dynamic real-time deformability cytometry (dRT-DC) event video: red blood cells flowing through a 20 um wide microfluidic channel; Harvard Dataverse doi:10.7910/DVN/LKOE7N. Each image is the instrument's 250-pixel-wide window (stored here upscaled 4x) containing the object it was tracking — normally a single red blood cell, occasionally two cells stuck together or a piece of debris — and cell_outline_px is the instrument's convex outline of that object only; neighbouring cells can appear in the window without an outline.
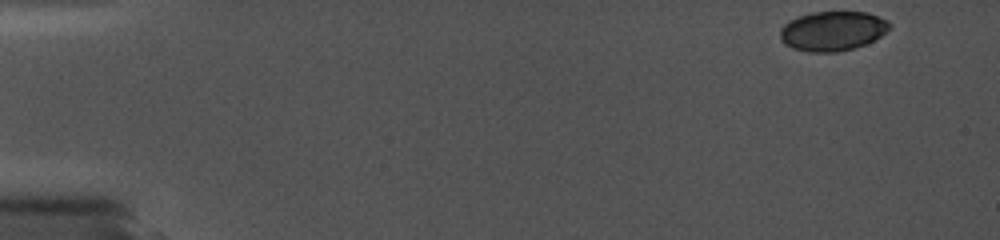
{"species": "common noctule bat (a hibernating species)", "species_latin": "Nyctalus noctula", "temperature_condition": "cold", "stored_images_in_passage": 8, "camera_frame_rate_fps": 5000, "um_per_image_px": 0.085, "animal": {"sex": "female", "body_mass_g": 19.0, "forearm_length_mm": 56.7}, "frame": {"image": 1, "passage_image": 1, "time_ms": 0.0, "image_size_px": [1000, 240], "cell_outline_px": [[892, 24], [880, 36], [864, 44], [840, 52], [808, 52], [792, 48], [784, 44], [780, 40], [780, 28], [788, 20], [796, 16], [812, 12], [868, 12], [888, 20]], "centroid_in_image_um": [70.72, 2.63], "position_along_channel_um": 14.3, "area_um2": 25.37}}
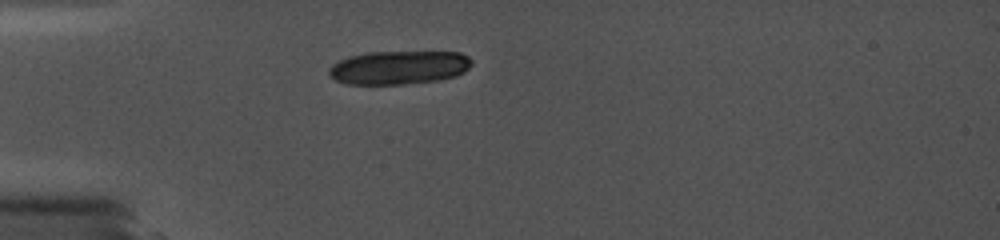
{"frame": {"image": 2, "passage_image": 7, "time_ms": 4.2, "image_size_px": [1000, 240], "cell_outline_px": [[472, 64], [464, 72], [456, 76], [436, 80], [404, 84], [344, 84], [336, 80], [328, 72], [328, 68], [332, 64], [348, 56], [368, 52], [460, 52], [468, 56], [472, 60]], "centroid_in_image_um": [33.9, 5.73], "position_along_channel_um": 51.1, "area_um2": 27.98}}